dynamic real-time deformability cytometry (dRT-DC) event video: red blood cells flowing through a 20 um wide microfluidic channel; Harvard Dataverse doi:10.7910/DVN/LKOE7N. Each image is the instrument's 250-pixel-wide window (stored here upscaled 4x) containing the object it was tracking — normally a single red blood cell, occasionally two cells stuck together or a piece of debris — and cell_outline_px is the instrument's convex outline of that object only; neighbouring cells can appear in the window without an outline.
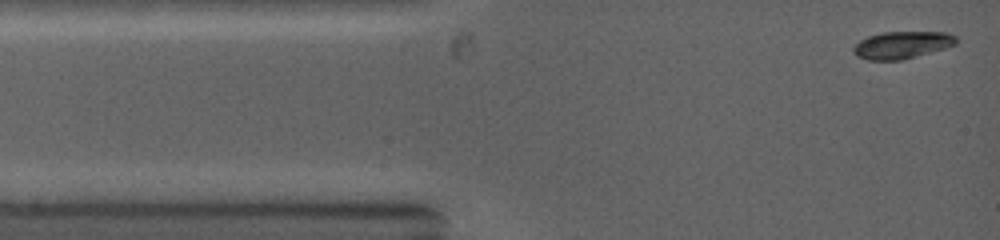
{"species": "common noctule bat (a hibernating species)", "species_latin": "Nyctalus noctula", "temperature_condition": "warm", "stored_images_in_passage": 9, "camera_frame_rate_fps": 5000, "um_per_image_px": 0.085, "animal": {"sex": "female", "body_mass_g": 19.0, "forearm_length_mm": 53.3}, "frame": {"image": 1, "passage_image": 1, "time_ms": 0.0, "image_size_px": [1000, 240], "cell_outline_px": [[956, 44], [944, 48], [900, 60], [868, 60], [856, 56], [852, 52], [852, 48], [860, 40], [868, 36], [884, 32], [944, 32], [956, 36]], "centroid_in_image_um": [76.62, 3.82], "position_along_channel_um": 8.4, "area_um2": 16.13}}